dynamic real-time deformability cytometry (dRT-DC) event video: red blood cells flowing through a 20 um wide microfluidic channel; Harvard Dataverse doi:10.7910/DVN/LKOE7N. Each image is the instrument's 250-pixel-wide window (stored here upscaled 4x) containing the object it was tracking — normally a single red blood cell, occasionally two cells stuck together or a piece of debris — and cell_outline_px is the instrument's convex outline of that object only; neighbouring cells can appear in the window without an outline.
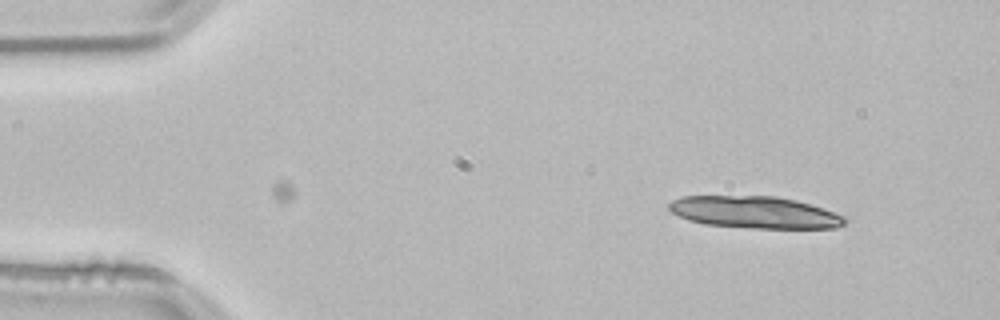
{"species": "common noctule bat (a hibernating species)", "species_latin": "Nyctalus noctula", "temperature_condition": "room temperature", "stored_images_in_passage": 21, "camera_frame_rate_fps": 3000, "um_per_image_px": 0.085, "animal": {"sex": "male", "body_mass_g": 21.5, "forearm_length_mm": 52.0}, "frame": {"image": 1, "passage_image": 2, "time_ms": 0.333, "image_size_px": [1000, 320], "cell_outline_px": [[848, 220], [844, 224], [836, 228], [752, 228], [704, 224], [688, 220], [672, 212], [668, 208], [668, 204], [672, 200], [684, 196], [776, 196], [796, 200], [844, 216]], "centroid_in_image_um": [64.13, 18.05], "position_along_channel_um": 20.9, "area_um2": 32.6}}
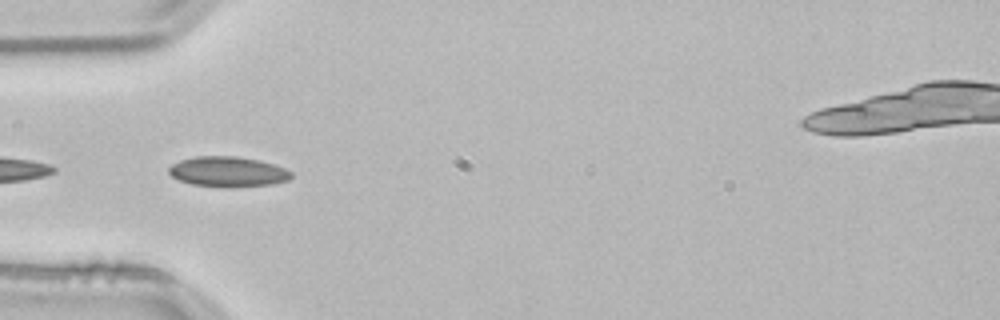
{"frame": {"image": 2, "passage_image": 13, "time_ms": 4.0, "image_size_px": [1000, 320], "cell_outline_px": [[292, 176], [288, 180], [272, 184], [228, 188], [192, 184], [180, 180], [172, 176], [168, 172], [168, 168], [172, 164], [180, 160], [196, 156], [236, 156], [260, 160], [284, 168], [292, 172]], "centroid_in_image_um": [19.37, 14.6], "position_along_channel_um": 65.6, "area_um2": 21.62}}